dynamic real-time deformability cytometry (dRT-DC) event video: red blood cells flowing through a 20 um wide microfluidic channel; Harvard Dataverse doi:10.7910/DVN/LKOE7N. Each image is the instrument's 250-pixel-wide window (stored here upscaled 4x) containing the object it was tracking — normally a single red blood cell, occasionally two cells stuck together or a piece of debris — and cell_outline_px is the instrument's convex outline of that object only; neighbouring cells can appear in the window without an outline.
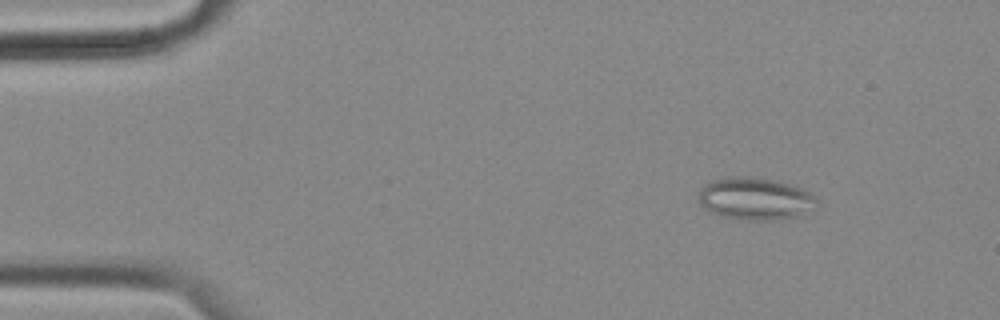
{"species": "common noctule bat (a hibernating species)", "species_latin": "Nyctalus noctula", "temperature_condition": "cold", "stored_images_in_passage": 53, "segment_of_instrument_passage": [1, 2], "camera_frame_rate_fps": 3000, "um_per_image_px": 0.085, "animal": {"sex": "female", "body_mass_g": 18.4}, "frame": {"image": 1, "passage_image": 3, "time_ms": 0.667, "image_size_px": [1000, 320], "cell_outline_px": [[820, 204], [804, 216], [780, 220], [744, 220], [724, 216], [708, 212], [700, 204], [700, 188], [708, 180], [728, 176], [748, 176], [776, 180], [804, 188]], "centroid_in_image_um": [64.22, 16.89], "position_along_channel_um": 20.8, "area_um2": 29.88}}